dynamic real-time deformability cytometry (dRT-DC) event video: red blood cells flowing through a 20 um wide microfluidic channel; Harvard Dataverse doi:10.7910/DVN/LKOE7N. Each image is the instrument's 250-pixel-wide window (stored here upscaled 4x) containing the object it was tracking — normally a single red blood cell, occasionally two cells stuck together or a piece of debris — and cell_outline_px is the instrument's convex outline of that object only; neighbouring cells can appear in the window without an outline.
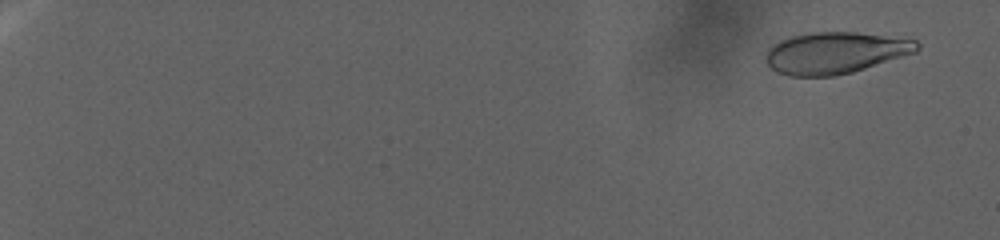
{"species": "human", "species_latin": "Homo sapiens", "temperature_condition": "warm", "stored_images_in_passage": 122, "camera_frame_rate_fps": 3000, "um_per_image_px": 0.085, "donor": {"sex": "female"}, "frame": {"image": 1, "passage_image": 8, "time_ms": 2.333, "image_size_px": [1000, 240], "cell_outline_px": [[920, 48], [916, 52], [852, 72], [836, 76], [788, 76], [776, 72], [768, 64], [768, 48], [772, 44], [780, 40], [792, 36], [812, 32], [856, 32], [916, 40], [920, 44]], "centroid_in_image_um": [71.0, 4.49], "position_along_channel_um": 14.0, "area_um2": 36.41}}
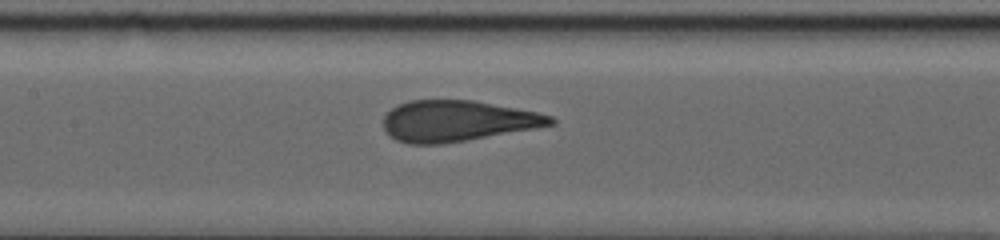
{"frame": {"image": 2, "passage_image": 70, "time_ms": 23.0, "image_size_px": [1000, 240], "cell_outline_px": [[556, 124], [536, 128], [444, 144], [408, 144], [396, 140], [384, 132], [384, 116], [392, 108], [408, 100], [472, 100], [516, 108], [536, 112], [552, 116], [556, 120]], "centroid_in_image_um": [38.86, 10.29], "position_along_channel_um": 168.5, "area_um2": 39.88}}
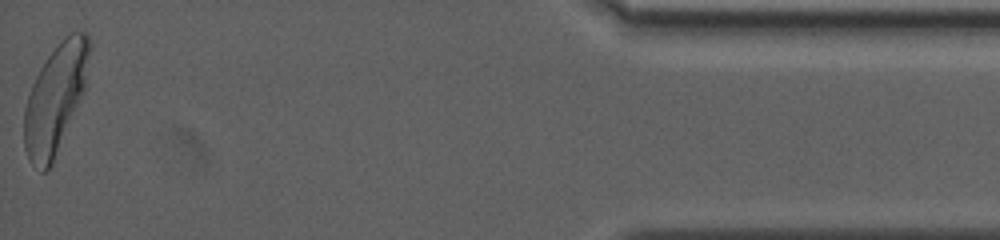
{"frame": {"image": 3, "passage_image": 122, "time_ms": 40.333, "image_size_px": [1000, 240], "cell_outline_px": [[88, 52], [84, 88], [52, 164], [44, 172], [40, 172], [28, 160], [24, 148], [24, 108], [32, 84], [40, 68], [48, 56], [60, 40], [72, 32], [84, 32], [88, 36]], "centroid_in_image_um": [4.64, 8.43], "position_along_channel_um": 430.6, "area_um2": 40.11}}